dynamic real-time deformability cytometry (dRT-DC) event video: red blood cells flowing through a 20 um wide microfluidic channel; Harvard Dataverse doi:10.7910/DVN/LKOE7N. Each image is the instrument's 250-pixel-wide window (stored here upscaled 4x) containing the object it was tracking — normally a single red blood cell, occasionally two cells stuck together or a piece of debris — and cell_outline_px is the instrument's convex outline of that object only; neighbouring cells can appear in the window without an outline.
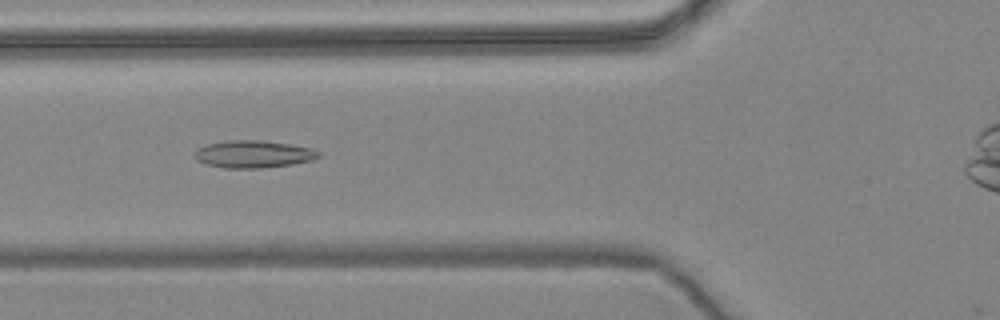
{"species": "common noctule bat (a hibernating species)", "species_latin": "Nyctalus noctula", "temperature_condition": "warm", "stored_images_in_passage": 58, "camera_frame_rate_fps": 3000, "um_per_image_px": 0.085, "animal": {"sex": "female", "body_mass_g": 24.6, "forearm_length_mm": 56.2}, "frame": {"image": 1, "passage_image": 21, "time_ms": 6.667, "image_size_px": [1000, 320], "cell_outline_px": [[324, 156], [312, 160], [292, 164], [260, 168], [224, 168], [204, 164], [196, 160], [196, 152], [200, 148], [208, 144], [232, 140], [260, 140], [288, 144], [312, 148], [320, 152]], "centroid_in_image_um": [21.59, 13.11], "position_along_channel_um": 104.2, "area_um2": 19.65}}
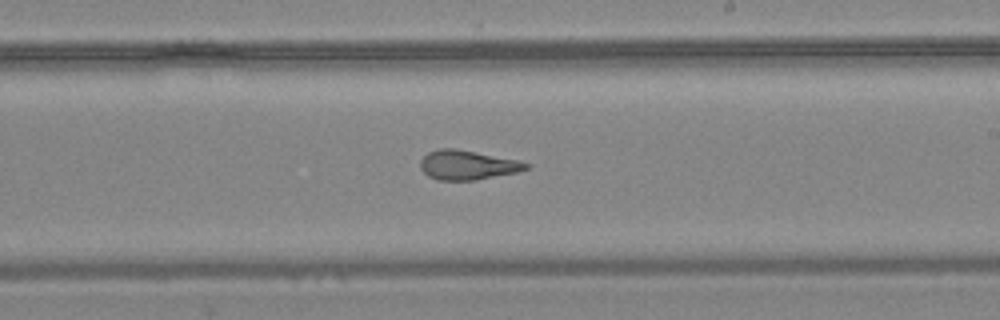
{"frame": {"image": 2, "passage_image": 33, "time_ms": 10.667, "image_size_px": [1000, 320], "cell_outline_px": [[532, 164], [528, 168], [516, 172], [476, 180], [436, 180], [428, 176], [420, 168], [420, 160], [428, 152], [440, 148], [456, 148], [520, 160]], "centroid_in_image_um": [39.74, 14.02], "position_along_channel_um": 249.3, "area_um2": 18.26}}
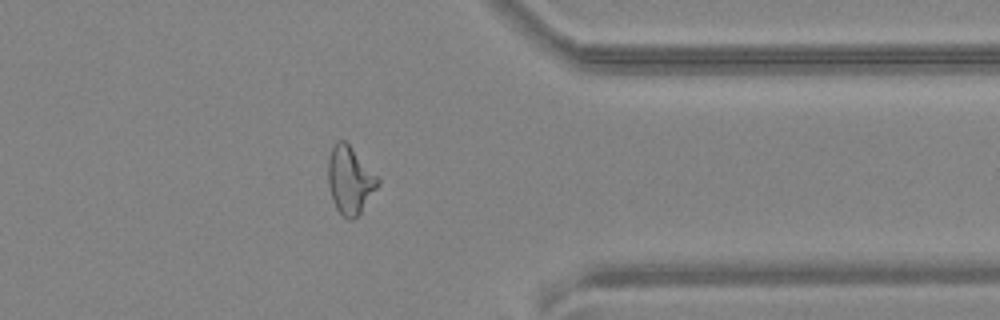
{"frame": {"image": 3, "passage_image": 45, "time_ms": 14.667, "image_size_px": [1000, 320], "cell_outline_px": [[380, 184], [360, 212], [352, 220], [348, 220], [336, 208], [332, 200], [328, 184], [328, 160], [332, 148], [336, 140], [344, 140], [380, 176]], "centroid_in_image_um": [29.76, 15.29], "position_along_channel_um": 381.6, "area_um2": 19.65}, "authors_computed_cell_mechanics": {"area_um2": 19.8543, "velocity_mm_per_s": 3.6152, "shape_relaxation_time_tau1_ms": 11.1494, "shape_relaxation_time_tau2_ms": 1.8674, "deformation_change_tau1": 0.2762, "deformation_change_tau2": 0.1171}}